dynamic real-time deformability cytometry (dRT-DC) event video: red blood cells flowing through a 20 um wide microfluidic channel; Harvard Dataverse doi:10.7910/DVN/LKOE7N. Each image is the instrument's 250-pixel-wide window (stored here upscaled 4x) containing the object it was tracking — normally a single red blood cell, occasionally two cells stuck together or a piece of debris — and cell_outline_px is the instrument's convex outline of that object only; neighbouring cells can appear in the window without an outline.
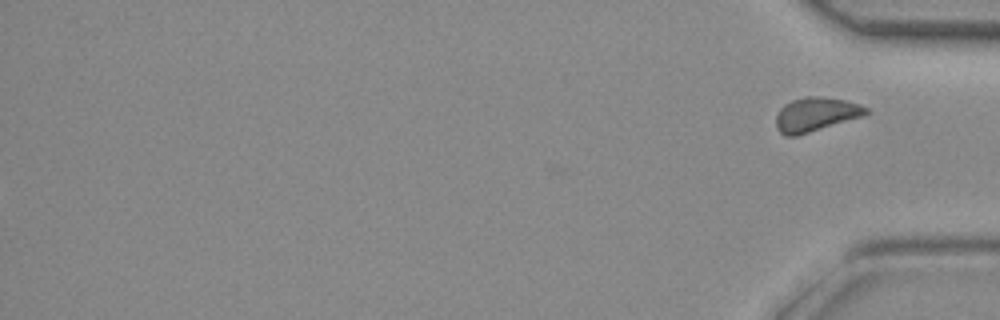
{"species": "common noctule bat (a hibernating species)", "species_latin": "Nyctalus noctula", "temperature_condition": "room temperature", "stored_images_in_passage": 33, "segment_of_instrument_passage": [2, 2], "camera_frame_rate_fps": 3000, "um_per_image_px": 0.085, "animal": {"sex": "female", "body_mass_g": 29.2, "forearm_length_mm": 56.3}, "frame": {"image": 1, "passage_image": 33, "time_ms": 10.667, "image_size_px": [1000, 320], "cell_outline_px": [[868, 112], [864, 116], [796, 136], [784, 136], [776, 128], [776, 116], [780, 108], [784, 104], [792, 100], [804, 96], [820, 96], [844, 100], [860, 104], [868, 108]], "centroid_in_image_um": [69.32, 9.72], "position_along_channel_um": 365.9, "area_um2": 17.92}}